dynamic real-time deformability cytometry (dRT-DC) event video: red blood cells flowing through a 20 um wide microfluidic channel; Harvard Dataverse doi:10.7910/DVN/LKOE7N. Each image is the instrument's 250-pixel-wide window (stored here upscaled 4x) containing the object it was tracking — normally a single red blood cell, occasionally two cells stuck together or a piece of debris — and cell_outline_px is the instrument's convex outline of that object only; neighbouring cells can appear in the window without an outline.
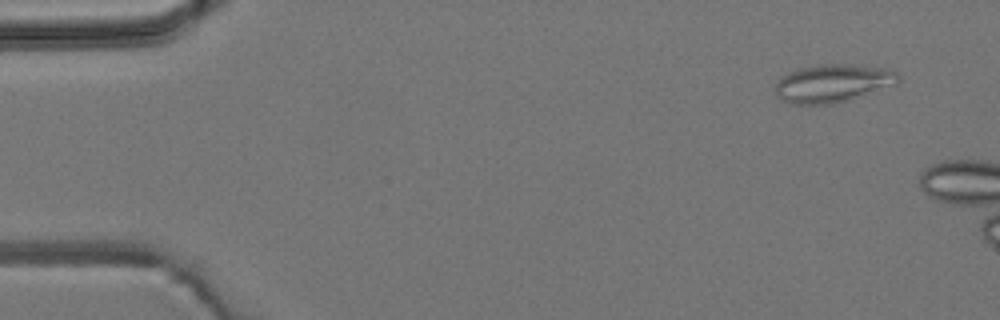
{"species": "common noctule bat (a hibernating species)", "species_latin": "Nyctalus noctula", "temperature_condition": "room temperature", "stored_images_in_passage": 3, "camera_frame_rate_fps": 3000, "um_per_image_px": 0.085, "animal": {"sex": "male", "body_mass_g": 19.2, "forearm_length_mm": 51.8}, "frame": {"image": 1, "passage_image": 1, "time_ms": 0.0, "image_size_px": [1000, 320], "cell_outline_px": [[900, 80], [896, 84], [848, 100], [832, 104], [792, 104], [780, 100], [776, 96], [776, 80], [780, 76], [788, 72], [800, 68], [816, 64], [852, 64], [884, 68], [896, 72], [900, 76]], "centroid_in_image_um": [70.74, 7.07], "position_along_channel_um": 14.3, "area_um2": 27.46}}